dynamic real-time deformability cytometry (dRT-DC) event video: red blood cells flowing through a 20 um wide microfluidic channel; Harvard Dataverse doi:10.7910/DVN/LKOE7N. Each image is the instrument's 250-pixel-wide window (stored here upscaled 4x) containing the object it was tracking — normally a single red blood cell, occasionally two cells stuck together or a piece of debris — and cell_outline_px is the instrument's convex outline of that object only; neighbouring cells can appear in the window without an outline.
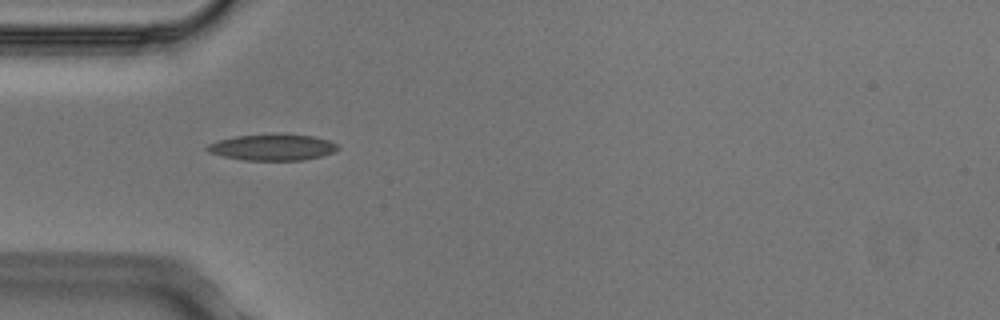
{"species": "Egyptian fruit bat (a non-hibernating species)", "species_latin": "Rousettus aegyptiacus", "temperature_condition": "cold", "stored_images_in_passage": 2, "camera_frame_rate_fps": 3000, "um_per_image_px": 0.085, "animal": {"sex": "male"}, "frame": {"image": 1, "passage_image": 1, "time_ms": 0.0, "image_size_px": [1000, 320], "cell_outline_px": [[340, 148], [332, 152], [320, 156], [304, 160], [244, 160], [224, 156], [208, 152], [204, 148], [208, 144], [220, 140], [236, 136], [312, 136], [328, 140], [336, 144]], "centroid_in_image_um": [23.14, 12.55], "position_along_channel_um": 61.9, "area_um2": 19.07}}
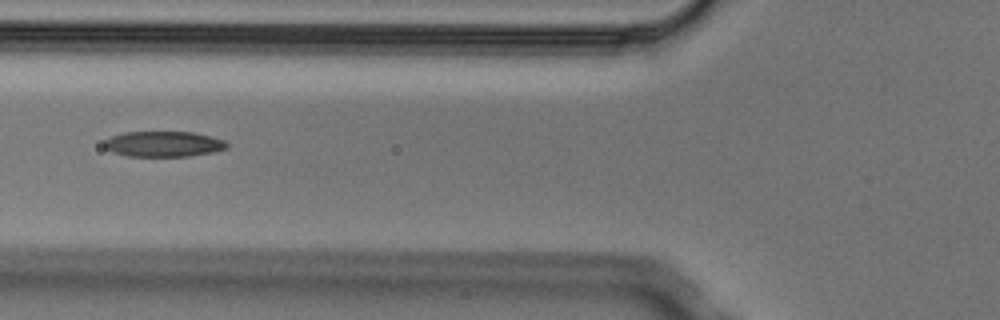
{"frame": {"image": 2, "passage_image": 2, "time_ms": 0.333, "image_size_px": [1000, 320], "cell_outline_px": [[228, 148], [212, 152], [188, 156], [128, 156], [112, 152], [104, 148], [104, 140], [112, 136], [124, 132], [192, 132], [212, 136], [224, 140], [228, 144]], "centroid_in_image_um": [13.89, 12.24], "position_along_channel_um": 111.9, "area_um2": 18.26}}